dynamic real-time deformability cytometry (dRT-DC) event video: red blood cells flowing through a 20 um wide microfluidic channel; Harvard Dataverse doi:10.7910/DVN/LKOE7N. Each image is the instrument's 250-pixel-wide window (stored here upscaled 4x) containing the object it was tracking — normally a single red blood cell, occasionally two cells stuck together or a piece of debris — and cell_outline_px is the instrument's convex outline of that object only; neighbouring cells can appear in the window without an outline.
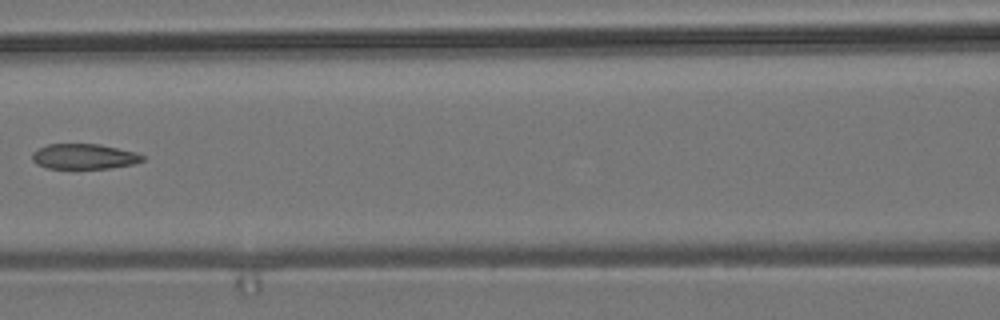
{"species": "common noctule bat (a hibernating species)", "species_latin": "Nyctalus noctula", "temperature_condition": "room temperature", "stored_images_in_passage": 8, "camera_frame_rate_fps": 3000, "um_per_image_px": 0.085, "animal": {"sex": "male", "body_mass_g": 19.2, "forearm_length_mm": 51.8}, "frame": {"image": 1, "passage_image": 7, "time_ms": 7.667, "image_size_px": [1000, 320], "cell_outline_px": [[144, 160], [132, 164], [108, 168], [48, 168], [36, 164], [32, 160], [32, 152], [48, 144], [100, 144], [136, 152], [144, 156]], "centroid_in_image_um": [7.14, 13.29], "position_along_channel_um": 159.5, "area_um2": 16.13}}
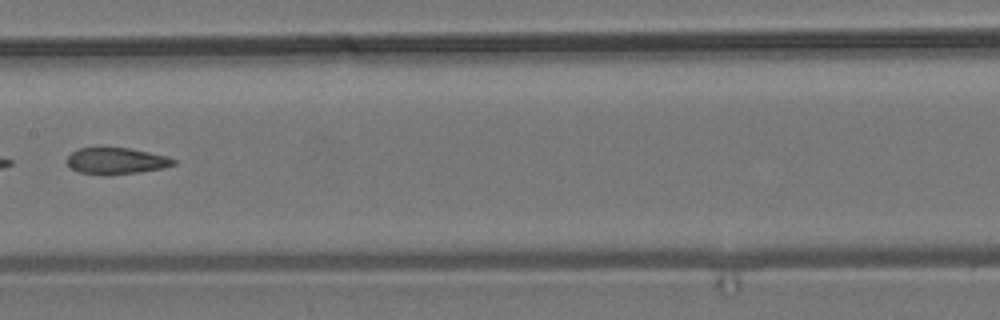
{"frame": {"image": 2, "passage_image": 8, "time_ms": 8.667, "image_size_px": [1000, 320], "cell_outline_px": [[176, 164], [164, 168], [108, 176], [104, 176], [80, 172], [72, 168], [64, 160], [72, 152], [80, 148], [128, 148], [168, 156], [176, 160]], "centroid_in_image_um": [9.88, 13.69], "position_along_channel_um": 197.5, "area_um2": 16.47}}